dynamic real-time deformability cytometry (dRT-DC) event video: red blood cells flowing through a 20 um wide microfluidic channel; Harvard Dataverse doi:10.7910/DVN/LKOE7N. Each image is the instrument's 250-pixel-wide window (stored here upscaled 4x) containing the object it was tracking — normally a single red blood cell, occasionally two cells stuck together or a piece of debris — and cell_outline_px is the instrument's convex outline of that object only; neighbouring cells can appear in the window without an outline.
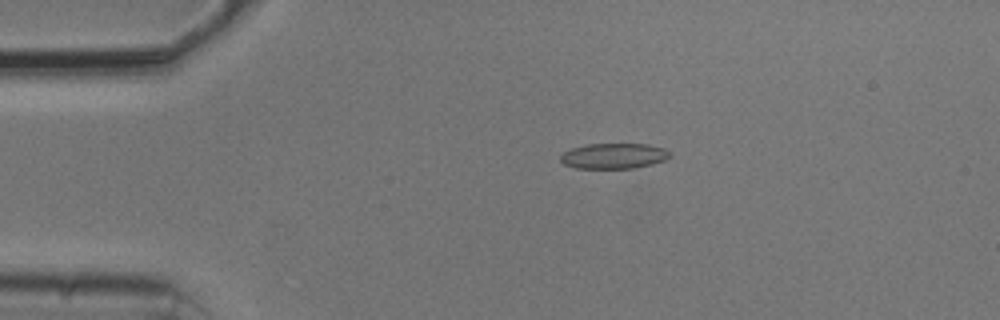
{"species": "common noctule bat (a hibernating species)", "species_latin": "Nyctalus noctula", "temperature_condition": "cold", "stored_images_in_passage": 15, "camera_frame_rate_fps": 3000, "um_per_image_px": 0.085, "animal": {"sex": "male", "body_mass_g": 20.5, "forearm_length_mm": 52.5}, "frame": {"image": 1, "passage_image": 3, "time_ms": 0.667, "image_size_px": [1000, 320], "cell_outline_px": [[672, 156], [664, 160], [652, 164], [636, 168], [576, 168], [564, 164], [560, 160], [560, 156], [564, 152], [572, 148], [588, 144], [648, 144], [664, 148], [672, 152]], "centroid_in_image_um": [52.21, 13.25], "position_along_channel_um": 32.8, "area_um2": 16.3}}
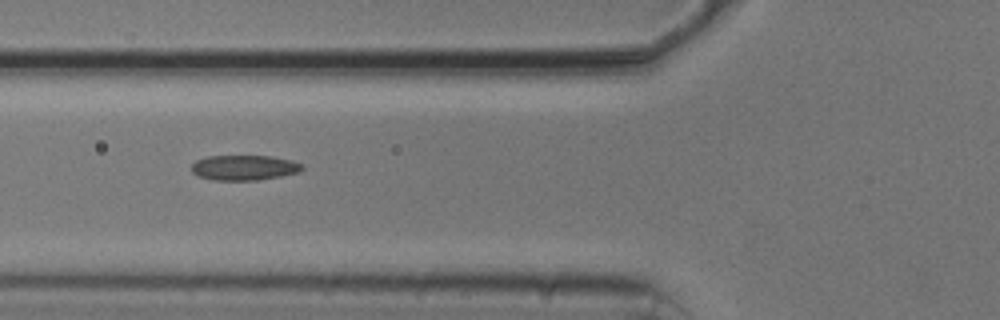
{"frame": {"image": 2, "passage_image": 12, "time_ms": 3.667, "image_size_px": [1000, 320], "cell_outline_px": [[304, 168], [300, 172], [280, 176], [256, 180], [212, 180], [196, 176], [192, 172], [192, 164], [196, 160], [208, 156], [272, 156], [292, 160], [304, 164]], "centroid_in_image_um": [20.77, 14.25], "position_along_channel_um": 105.0, "area_um2": 16.36}}
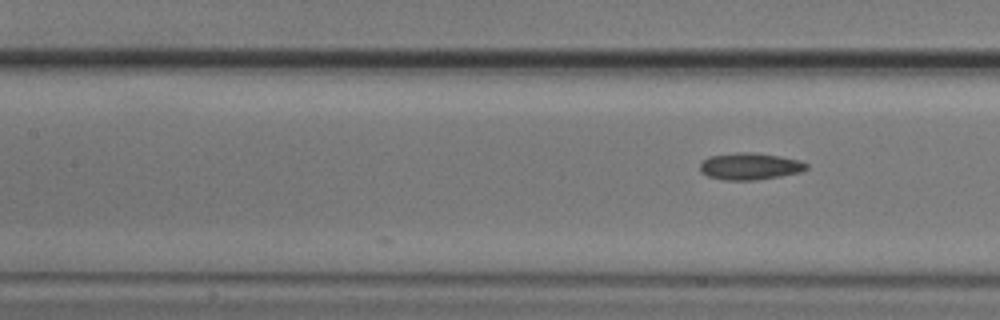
{"frame": {"image": 3, "passage_image": 15, "time_ms": 4.667, "image_size_px": [1000, 320], "cell_outline_px": [[808, 168], [800, 172], [780, 176], [756, 180], [724, 180], [708, 176], [700, 172], [700, 164], [708, 156], [732, 152], [752, 152], [780, 156], [800, 160], [808, 164]], "centroid_in_image_um": [63.73, 14.12], "position_along_channel_um": 143.7, "area_um2": 16.82}}